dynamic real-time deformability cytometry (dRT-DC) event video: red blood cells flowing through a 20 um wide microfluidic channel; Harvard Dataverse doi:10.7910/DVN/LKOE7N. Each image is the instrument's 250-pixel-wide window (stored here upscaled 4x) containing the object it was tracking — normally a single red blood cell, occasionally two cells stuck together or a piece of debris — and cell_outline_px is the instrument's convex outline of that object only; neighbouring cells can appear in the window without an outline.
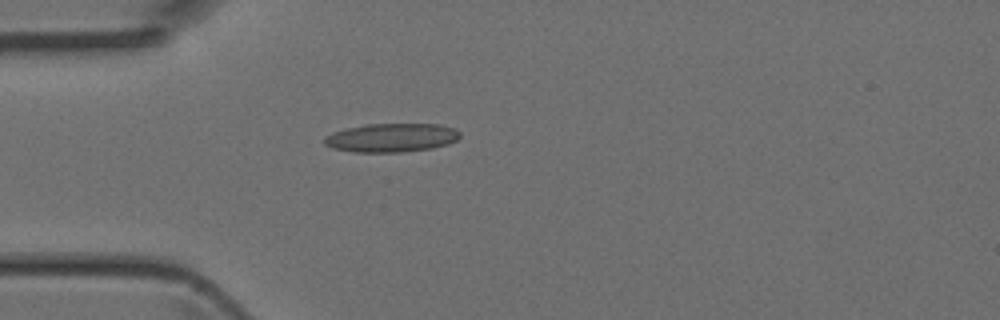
{"species": "Egyptian fruit bat (a non-hibernating species)", "species_latin": "Rousettus aegyptiacus", "temperature_condition": "room temperature", "stored_images_in_passage": 3, "camera_frame_rate_fps": 3000, "um_per_image_px": 0.085, "animal": {"sex": "female"}, "frame": {"image": 1, "passage_image": 3, "time_ms": 0.667, "image_size_px": [1000, 320], "cell_outline_px": [[460, 136], [456, 140], [448, 144], [432, 148], [400, 152], [352, 152], [332, 148], [324, 144], [324, 136], [332, 132], [344, 128], [368, 124], [440, 124], [456, 128], [460, 132]], "centroid_in_image_um": [33.26, 11.7], "position_along_channel_um": 51.7, "area_um2": 22.89}}